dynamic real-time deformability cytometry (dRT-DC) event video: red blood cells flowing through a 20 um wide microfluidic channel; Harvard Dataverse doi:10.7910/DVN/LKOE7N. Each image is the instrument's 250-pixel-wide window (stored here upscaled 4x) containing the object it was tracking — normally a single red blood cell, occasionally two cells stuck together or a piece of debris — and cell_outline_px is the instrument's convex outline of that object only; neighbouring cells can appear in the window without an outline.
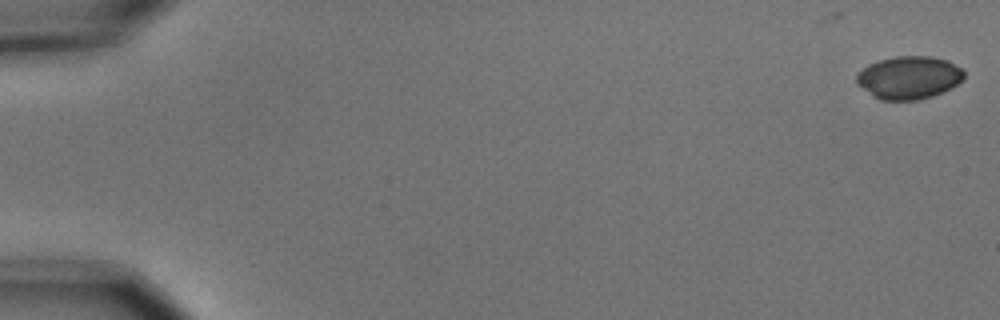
{"species": "common noctule bat (a hibernating species)", "species_latin": "Nyctalus noctula", "temperature_condition": "cold", "stored_images_in_passage": 6, "camera_frame_rate_fps": 3000, "um_per_image_px": 0.085, "animal": {"sex": "male", "body_mass_g": 15.6}, "frame": {"image": 1, "passage_image": 1, "time_ms": 0.0, "image_size_px": [1000, 320], "cell_outline_px": [[964, 80], [932, 96], [916, 100], [880, 100], [872, 96], [856, 84], [856, 76], [868, 64], [880, 60], [896, 56], [932, 56], [948, 60], [960, 68], [964, 72]], "centroid_in_image_um": [77.24, 6.59], "position_along_channel_um": 7.8, "area_um2": 26.76}}
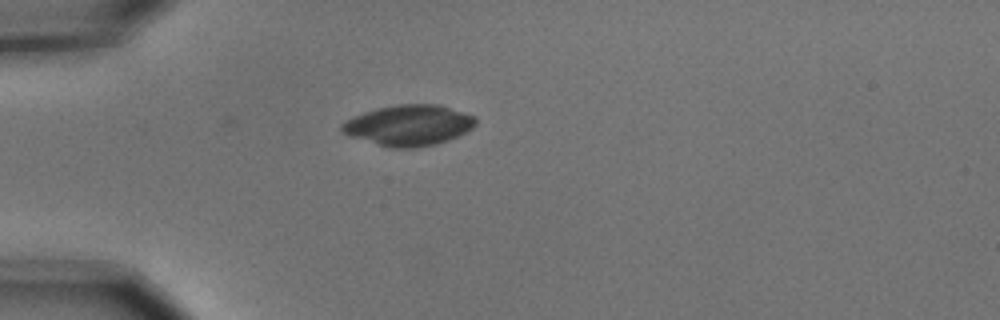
{"frame": {"image": 2, "passage_image": 5, "time_ms": 1.333, "image_size_px": [1000, 320], "cell_outline_px": [[476, 124], [472, 128], [448, 140], [436, 144], [416, 148], [388, 148], [340, 132], [340, 124], [352, 116], [376, 108], [396, 104], [440, 104], [476, 116]], "centroid_in_image_um": [34.73, 10.64], "position_along_channel_um": 50.3, "area_um2": 31.96}}